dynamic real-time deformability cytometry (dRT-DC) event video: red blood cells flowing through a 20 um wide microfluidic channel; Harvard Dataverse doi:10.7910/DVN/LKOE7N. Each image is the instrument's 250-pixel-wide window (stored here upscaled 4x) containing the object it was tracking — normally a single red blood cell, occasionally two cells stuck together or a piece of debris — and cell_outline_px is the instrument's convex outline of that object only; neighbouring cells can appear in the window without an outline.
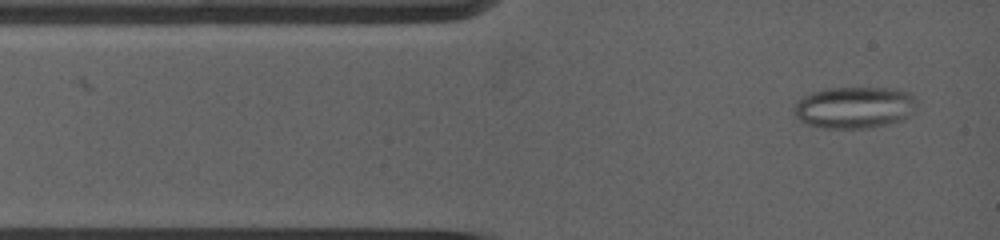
{"species": "common noctule bat (a hibernating species)", "species_latin": "Nyctalus noctula", "temperature_condition": "warm", "stored_images_in_passage": 22, "camera_frame_rate_fps": 5000, "um_per_image_px": 0.085, "animal": {"sex": "female", "body_mass_g": 19.0, "forearm_length_mm": 53.3}, "frame": {"image": 1, "passage_image": 1, "time_ms": 0.0, "image_size_px": [1000, 240], "cell_outline_px": [[916, 104], [912, 112], [904, 120], [864, 128], [820, 128], [804, 124], [792, 112], [792, 108], [804, 96], [812, 92], [828, 88], [896, 88], [912, 92], [916, 100]], "centroid_in_image_um": [72.63, 9.13], "position_along_channel_um": 12.4, "area_um2": 30.06}}
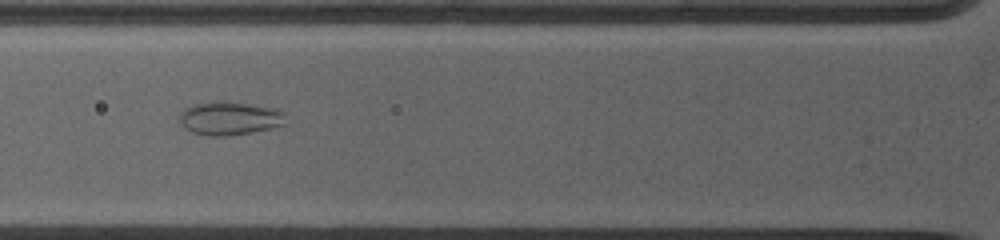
{"frame": {"image": 2, "passage_image": 13, "time_ms": 3.2, "image_size_px": [1000, 240], "cell_outline_px": [[284, 124], [252, 132], [228, 136], [208, 136], [192, 132], [184, 128], [180, 120], [180, 112], [184, 108], [196, 104], [216, 100], [276, 108], [284, 112]], "centroid_in_image_um": [19.47, 10.06], "position_along_channel_um": 106.3, "area_um2": 20.52}}
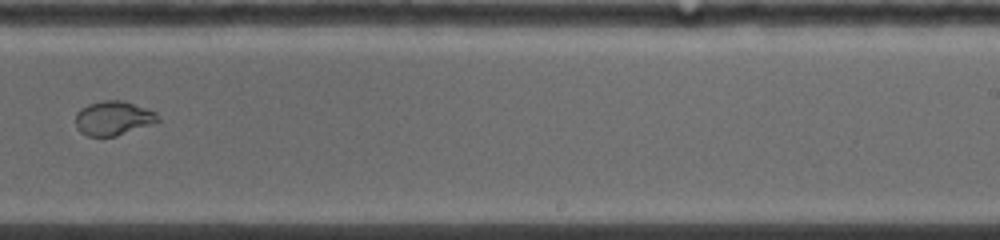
{"frame": {"image": 3, "passage_image": 21, "time_ms": 7.6, "image_size_px": [1000, 240], "cell_outline_px": [[160, 120], [116, 136], [88, 136], [80, 132], [76, 128], [76, 112], [80, 108], [88, 104], [104, 100], [124, 100], [156, 112], [160, 116]], "centroid_in_image_um": [9.6, 10.03], "position_along_channel_um": 279.4, "area_um2": 16.36}}